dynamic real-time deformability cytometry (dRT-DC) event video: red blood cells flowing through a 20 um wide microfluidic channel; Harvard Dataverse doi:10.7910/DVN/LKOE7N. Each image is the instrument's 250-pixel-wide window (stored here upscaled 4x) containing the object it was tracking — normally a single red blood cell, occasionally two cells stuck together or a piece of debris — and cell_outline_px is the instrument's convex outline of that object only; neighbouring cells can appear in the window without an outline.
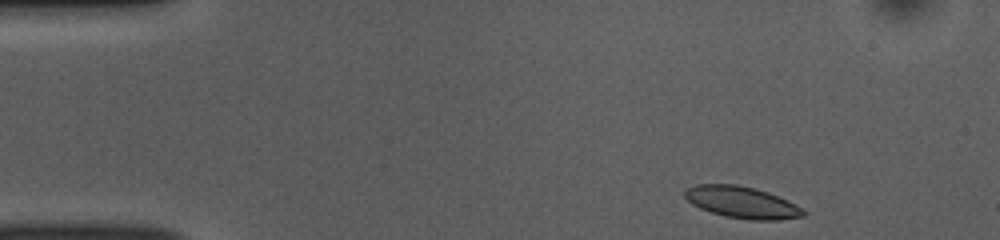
{"species": "common noctule bat (a hibernating species)", "species_latin": "Nyctalus noctula", "temperature_condition": "room temperature", "stored_images_in_passage": 46, "camera_frame_rate_fps": 3000, "um_per_image_px": 0.085, "animal": {"sex": "female", "body_mass_g": 10.0, "forearm_length_mm": 53.1}, "frame": {"image": 1, "passage_image": 1, "time_ms": 0.0, "image_size_px": [1000, 240], "cell_outline_px": [[808, 212], [804, 216], [780, 220], [752, 220], [724, 216], [700, 208], [692, 204], [684, 196], [684, 188], [696, 184], [736, 184], [756, 188], [768, 192], [788, 200]], "centroid_in_image_um": [63.06, 17.19], "position_along_channel_um": 21.9, "area_um2": 22.08}}
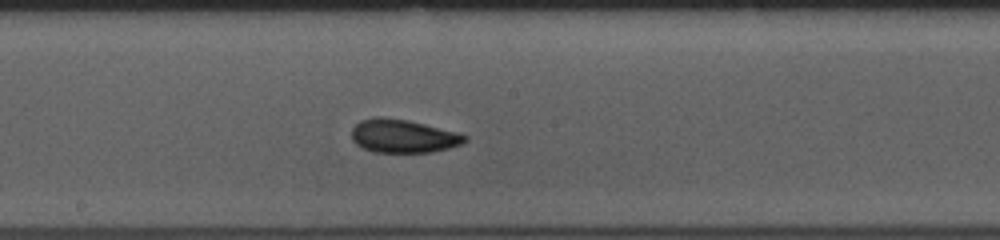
{"frame": {"image": 2, "passage_image": 22, "time_ms": 7.0, "image_size_px": [1000, 240], "cell_outline_px": [[468, 140], [460, 144], [448, 148], [432, 152], [372, 152], [356, 144], [352, 140], [352, 128], [360, 120], [376, 116], [408, 120], [456, 132], [468, 136]], "centroid_in_image_um": [34.24, 11.56], "position_along_channel_um": 214.0, "area_um2": 21.91}}
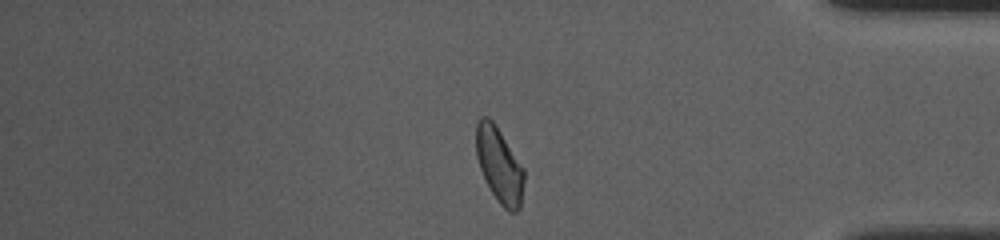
{"frame": {"image": 3, "passage_image": 38, "time_ms": 12.333, "image_size_px": [1000, 240], "cell_outline_px": [[524, 180], [520, 208], [516, 212], [508, 212], [500, 204], [492, 192], [480, 168], [476, 156], [476, 120], [480, 116], [488, 116], [496, 124], [524, 168]], "centroid_in_image_um": [42.44, 13.99], "position_along_channel_um": 392.8, "area_um2": 21.1}, "authors_computed_cell_mechanics": {"area_um2": 21.675, "velocity_mm_per_s": 3.8302, "shape_relaxation_time_tau1_ms": 6.7434, "shape_relaxation_time_tau2_ms": 1.951, "deformation_change_tau1": 0.1499, "deformation_change_tau2": 0.079}}